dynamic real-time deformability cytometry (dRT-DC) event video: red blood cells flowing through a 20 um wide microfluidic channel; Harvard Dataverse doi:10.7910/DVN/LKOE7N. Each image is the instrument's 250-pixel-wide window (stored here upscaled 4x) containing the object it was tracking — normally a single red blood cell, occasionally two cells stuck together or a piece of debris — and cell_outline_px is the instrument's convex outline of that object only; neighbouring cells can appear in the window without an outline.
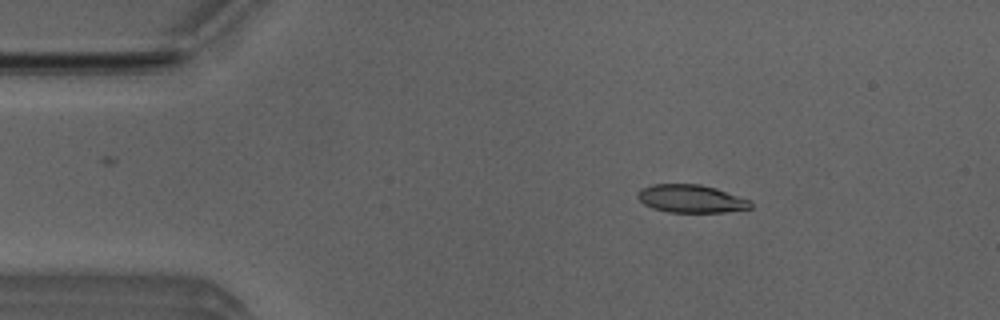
{"species": "Egyptian fruit bat (a non-hibernating species)", "species_latin": "Rousettus aegyptiacus", "temperature_condition": "room temperature", "stored_images_in_passage": 6, "camera_frame_rate_fps": 3000, "um_per_image_px": 0.085, "animal": {"sex": "male"}, "frame": {"image": 1, "passage_image": 4, "time_ms": 1.0, "image_size_px": [1000, 320], "cell_outline_px": [[752, 208], [724, 212], [668, 212], [652, 208], [644, 204], [636, 196], [636, 192], [652, 184], [700, 184], [716, 188], [752, 200]], "centroid_in_image_um": [58.76, 16.89], "position_along_channel_um": 26.2, "area_um2": 18.5}}
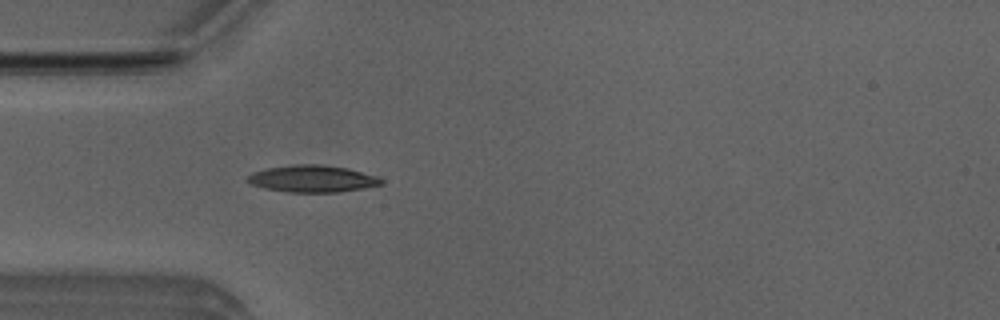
{"frame": {"image": 2, "passage_image": 6, "time_ms": 1.667, "image_size_px": [1000, 320], "cell_outline_px": [[384, 184], [364, 188], [340, 192], [288, 192], [264, 188], [252, 184], [244, 180], [252, 172], [268, 168], [292, 164], [320, 164], [348, 168], [376, 176], [384, 180]], "centroid_in_image_um": [26.56, 15.19], "position_along_channel_um": 58.4, "area_um2": 21.1}}